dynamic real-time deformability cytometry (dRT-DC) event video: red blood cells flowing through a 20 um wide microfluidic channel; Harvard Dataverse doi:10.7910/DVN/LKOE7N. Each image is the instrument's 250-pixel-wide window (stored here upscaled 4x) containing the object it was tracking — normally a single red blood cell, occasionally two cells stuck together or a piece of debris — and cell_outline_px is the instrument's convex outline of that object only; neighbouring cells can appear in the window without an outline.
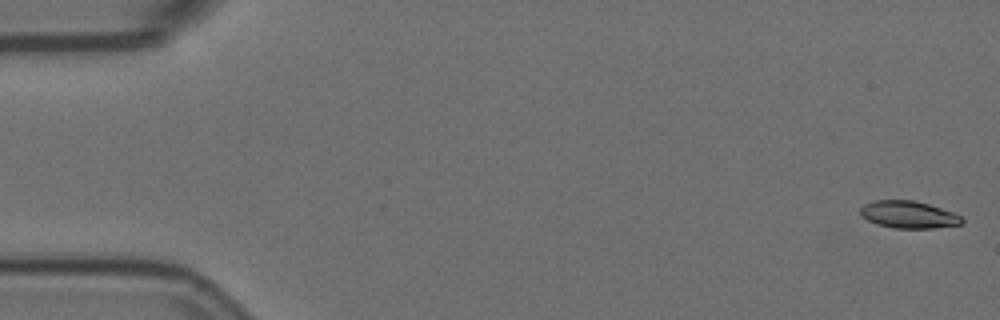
{"species": "Egyptian fruit bat (a non-hibernating species)", "species_latin": "Rousettus aegyptiacus", "temperature_condition": "room temperature", "stored_images_in_passage": 58, "camera_frame_rate_fps": 3000, "um_per_image_px": 0.085, "animal": {"sex": "female"}, "frame": {"image": 1, "passage_image": 2, "time_ms": 0.333, "image_size_px": [1000, 320], "cell_outline_px": [[964, 220], [960, 224], [932, 228], [892, 228], [876, 224], [860, 216], [860, 208], [864, 204], [872, 200], [912, 200], [928, 204], [952, 212], [960, 216]], "centroid_in_image_um": [77.16, 18.24], "position_along_channel_um": 7.8, "area_um2": 16.07}}
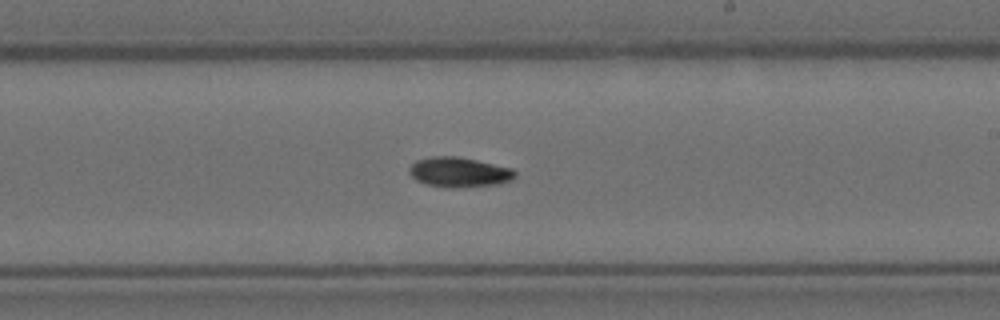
{"frame": {"image": 2, "passage_image": 34, "time_ms": 11.0, "image_size_px": [1000, 320], "cell_outline_px": [[516, 176], [512, 180], [500, 184], [456, 188], [448, 188], [424, 184], [416, 180], [408, 172], [408, 168], [416, 160], [432, 156], [460, 156], [512, 168], [516, 172]], "centroid_in_image_um": [39.02, 14.64], "position_along_channel_um": 250.0, "area_um2": 18.79}}
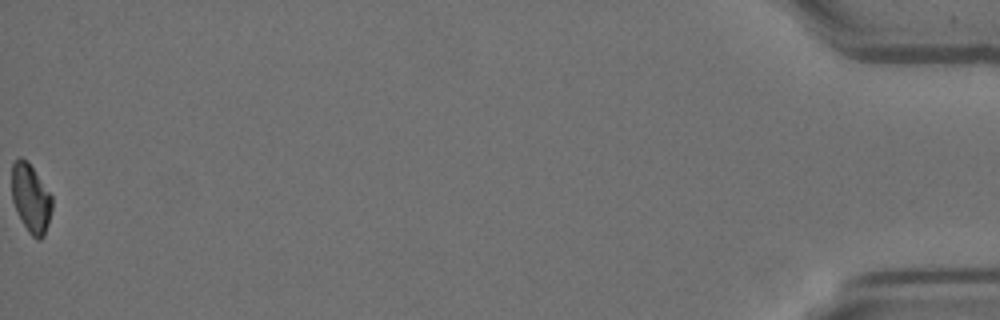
{"frame": {"image": 3, "passage_image": 58, "time_ms": 19.0, "image_size_px": [1000, 320], "cell_outline_px": [[52, 208], [48, 224], [44, 236], [40, 240], [36, 240], [28, 232], [16, 212], [12, 200], [12, 164], [20, 156], [28, 160], [52, 196]], "centroid_in_image_um": [2.61, 16.86], "position_along_channel_um": 432.6, "area_um2": 16.3}, "authors_computed_cell_mechanics": {"area_um2": 17.051, "velocity_mm_per_s": 3.5813, "shape_relaxation_time_tau1_ms": 10.5358, "shape_relaxation_time_tau2_ms": null, "deformation_change_tau1": 0.1912, "deformation_change_tau2": null}}